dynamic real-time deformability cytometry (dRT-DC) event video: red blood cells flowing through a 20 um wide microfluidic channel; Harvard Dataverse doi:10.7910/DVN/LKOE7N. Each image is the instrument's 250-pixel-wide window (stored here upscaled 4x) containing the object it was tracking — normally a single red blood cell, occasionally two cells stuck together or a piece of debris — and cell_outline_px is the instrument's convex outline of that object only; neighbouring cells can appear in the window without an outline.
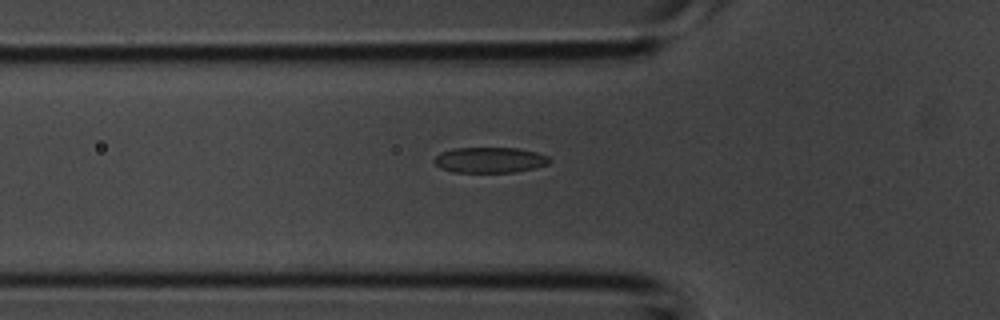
{"species": "common noctule bat (a hibernating species)", "species_latin": "Nyctalus noctula", "temperature_condition": "room temperature", "stored_images_in_passage": 34, "camera_frame_rate_fps": 3000, "um_per_image_px": 0.085, "animal": {"sex": "male", "body_mass_g": 20.1, "forearm_length_mm": 53.5}, "frame": {"image": 1, "passage_image": 13, "time_ms": 4.0, "image_size_px": [1000, 320], "cell_outline_px": [[552, 160], [548, 164], [536, 168], [512, 172], [452, 172], [440, 168], [432, 160], [440, 152], [452, 148], [516, 148], [536, 152], [548, 156]], "centroid_in_image_um": [41.62, 13.6], "position_along_channel_um": 84.2, "area_um2": 17.28}}
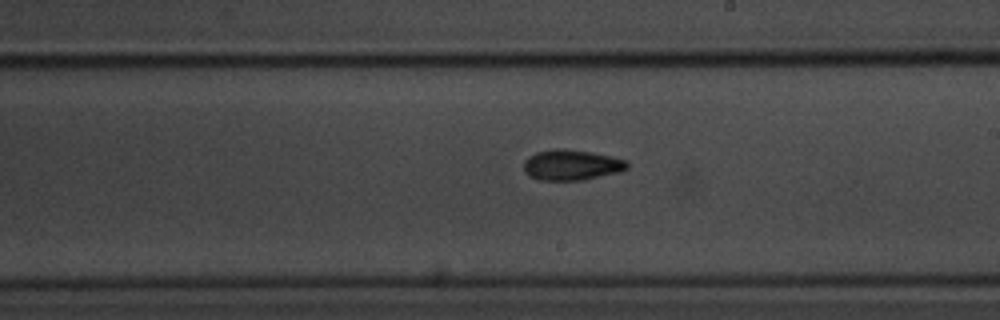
{"frame": {"image": 2, "passage_image": 22, "time_ms": 7.0, "image_size_px": [1000, 320], "cell_outline_px": [[628, 168], [620, 172], [584, 180], [536, 180], [528, 176], [524, 172], [524, 160], [528, 156], [536, 152], [556, 148], [564, 148], [592, 152], [612, 156], [624, 160], [628, 164]], "centroid_in_image_um": [48.55, 14.02], "position_along_channel_um": 240.5, "area_um2": 18.67}}
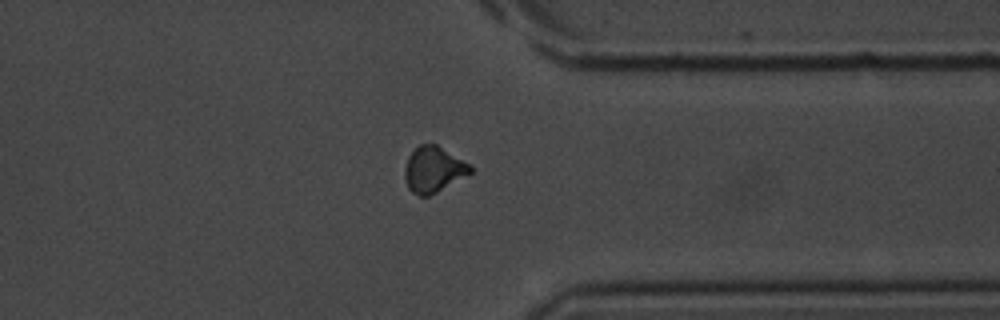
{"frame": {"image": 3, "passage_image": 30, "time_ms": 9.667, "image_size_px": [1000, 320], "cell_outline_px": [[472, 172], [436, 192], [428, 196], [420, 196], [412, 192], [408, 188], [404, 176], [404, 168], [408, 156], [420, 144], [436, 144], [468, 164], [472, 168]], "centroid_in_image_um": [36.8, 14.41], "position_along_channel_um": 374.6, "area_um2": 17.11}}